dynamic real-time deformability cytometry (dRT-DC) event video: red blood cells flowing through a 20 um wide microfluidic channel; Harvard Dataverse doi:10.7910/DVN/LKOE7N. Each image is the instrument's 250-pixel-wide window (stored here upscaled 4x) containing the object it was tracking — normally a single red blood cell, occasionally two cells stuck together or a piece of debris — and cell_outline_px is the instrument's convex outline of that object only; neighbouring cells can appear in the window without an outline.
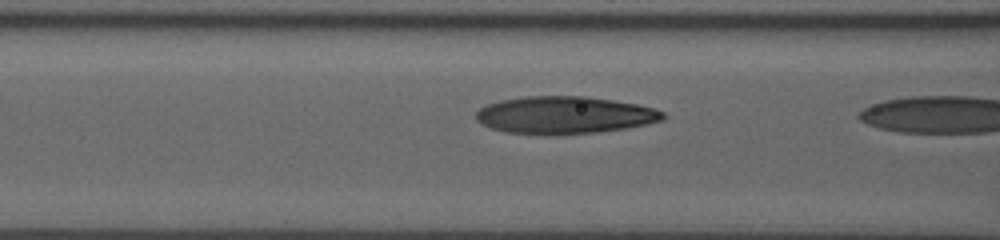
{"species": "human", "species_latin": "Homo sapiens", "temperature_condition": "room temperature", "stored_images_in_passage": 13, "camera_frame_rate_fps": 3000, "um_per_image_px": 0.085, "donor": {"sex": "male"}, "frame": {"image": 1, "passage_image": 12, "time_ms": 3.333, "image_size_px": [1000, 240], "cell_outline_px": [[668, 116], [664, 120], [624, 128], [596, 132], [508, 132], [492, 128], [480, 124], [476, 120], [476, 112], [480, 108], [488, 104], [500, 100], [524, 96], [584, 96], [612, 100], [636, 104], [652, 108], [664, 112]], "centroid_in_image_um": [47.99, 9.74], "position_along_channel_um": 118.6, "area_um2": 39.59}}